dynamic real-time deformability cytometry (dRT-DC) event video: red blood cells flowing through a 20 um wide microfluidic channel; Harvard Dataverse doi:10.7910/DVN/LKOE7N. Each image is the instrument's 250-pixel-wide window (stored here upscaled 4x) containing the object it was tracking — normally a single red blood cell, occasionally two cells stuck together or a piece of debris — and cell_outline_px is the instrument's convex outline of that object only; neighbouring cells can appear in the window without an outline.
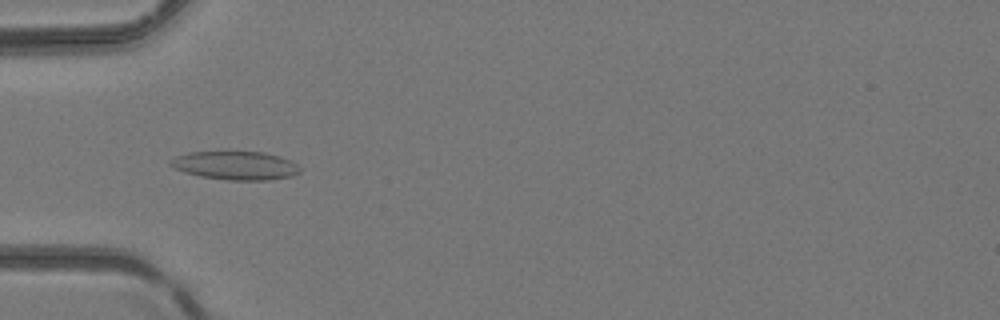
{"species": "common noctule bat (a hibernating species)", "species_latin": "Nyctalus noctula", "temperature_condition": "room temperature", "stored_images_in_passage": 36, "camera_frame_rate_fps": 3000, "um_per_image_px": 0.085, "animal": {"sex": "female", "body_mass_g": 24.6, "forearm_length_mm": 56.2}, "frame": {"image": 1, "passage_image": 5, "time_ms": 1.333, "image_size_px": [1000, 320], "cell_outline_px": [[300, 172], [292, 176], [264, 180], [228, 180], [200, 176], [184, 172], [168, 164], [168, 160], [176, 156], [188, 152], [264, 152], [280, 156], [296, 164], [300, 168]], "centroid_in_image_um": [19.99, 14.06], "position_along_channel_um": 65.0, "area_um2": 21.39}}
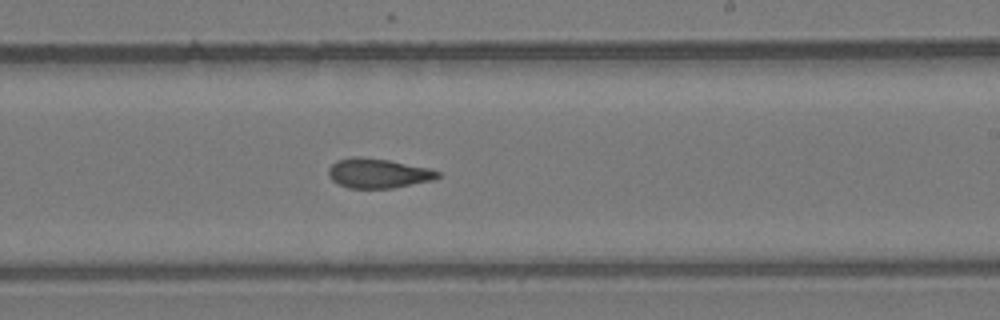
{"frame": {"image": 2, "passage_image": 18, "time_ms": 5.667, "image_size_px": [1000, 320], "cell_outline_px": [[440, 176], [432, 180], [392, 188], [348, 188], [332, 180], [328, 176], [328, 168], [336, 160], [352, 156], [360, 156], [388, 160], [428, 168], [440, 172]], "centroid_in_image_um": [32.09, 14.72], "position_along_channel_um": 256.9, "area_um2": 18.79}}
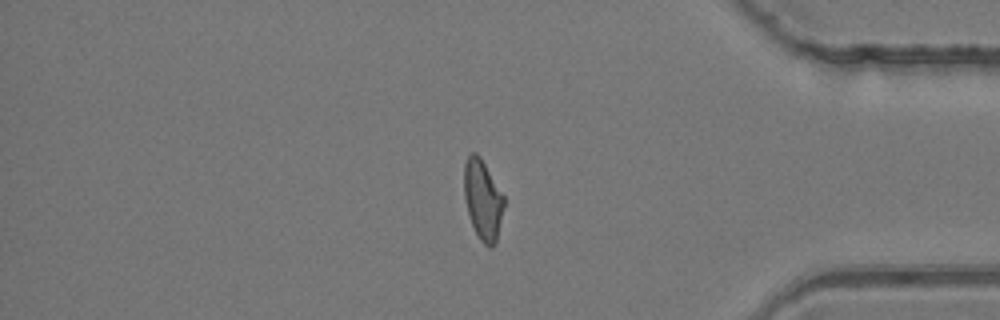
{"frame": {"image": 3, "passage_image": 29, "time_ms": 9.333, "image_size_px": [1000, 320], "cell_outline_px": [[504, 208], [496, 240], [492, 248], [488, 248], [480, 240], [472, 224], [468, 212], [464, 196], [464, 164], [468, 156], [472, 152], [476, 152], [480, 156], [504, 196]], "centroid_in_image_um": [41.03, 16.97], "position_along_channel_um": 394.2, "area_um2": 18.44}}